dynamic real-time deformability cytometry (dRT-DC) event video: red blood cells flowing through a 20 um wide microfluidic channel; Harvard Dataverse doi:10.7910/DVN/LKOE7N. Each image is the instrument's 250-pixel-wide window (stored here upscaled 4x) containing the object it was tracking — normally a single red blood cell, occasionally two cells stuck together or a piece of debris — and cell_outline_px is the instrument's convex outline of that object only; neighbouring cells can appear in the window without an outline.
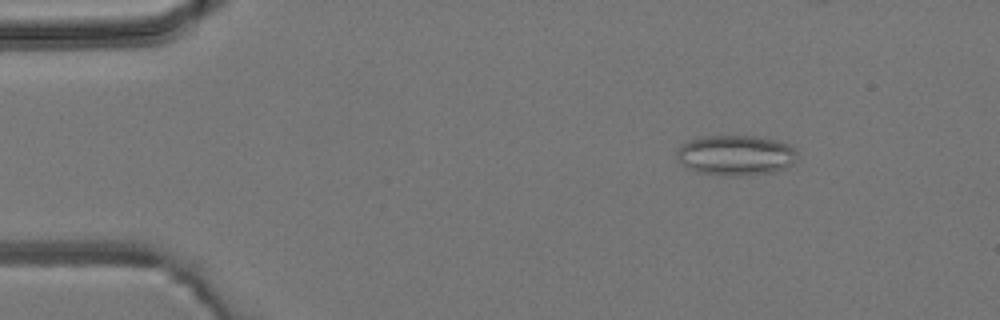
{"species": "common noctule bat (a hibernating species)", "species_latin": "Nyctalus noctula", "temperature_condition": "room temperature", "stored_images_in_passage": 4, "camera_frame_rate_fps": 3000, "um_per_image_px": 0.085, "animal": {"sex": "male", "body_mass_g": 19.2, "forearm_length_mm": 51.8}, "frame": {"image": 1, "passage_image": 2, "time_ms": 1.0, "image_size_px": [1000, 320], "cell_outline_px": [[796, 160], [788, 168], [776, 172], [736, 176], [732, 176], [700, 172], [688, 168], [676, 156], [676, 152], [684, 144], [692, 140], [704, 136], [756, 136], [776, 140], [788, 144], [796, 148]], "centroid_in_image_um": [62.61, 13.2], "position_along_channel_um": 22.4, "area_um2": 28.09}}